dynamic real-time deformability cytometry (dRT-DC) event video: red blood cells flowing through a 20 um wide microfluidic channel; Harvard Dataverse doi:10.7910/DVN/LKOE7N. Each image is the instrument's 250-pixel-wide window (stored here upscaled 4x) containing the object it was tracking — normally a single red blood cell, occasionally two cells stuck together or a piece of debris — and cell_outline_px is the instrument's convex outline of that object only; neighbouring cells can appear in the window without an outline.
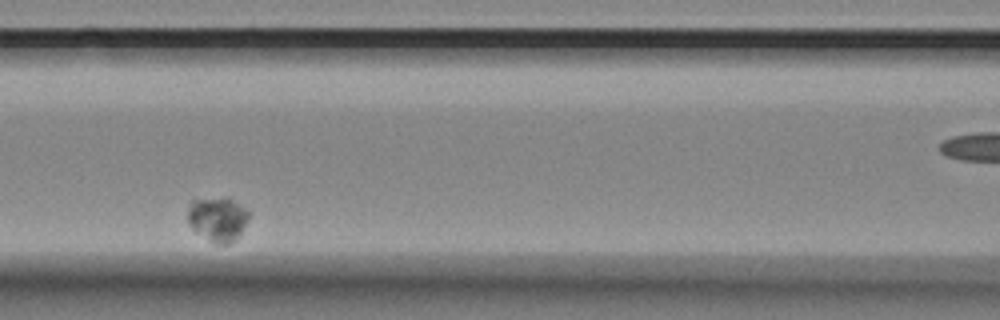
{"species": "Egyptian fruit bat (a non-hibernating species)", "species_latin": "Rousettus aegyptiacus", "temperature_condition": "room temperature", "stored_images_in_passage": 11, "camera_frame_rate_fps": 3000, "um_per_image_px": 0.085, "animal": {"sex": "female"}, "frame": {"image": 1, "passage_image": 5, "time_ms": 1.333, "image_size_px": [1000, 320], "cell_outline_px": [[248, 220], [236, 240], [228, 244], [216, 244], [196, 232], [192, 228], [188, 220], [188, 208], [192, 200], [224, 196], [228, 196], [248, 208]], "centroid_in_image_um": [18.53, 18.59], "position_along_channel_um": 148.1, "area_um2": 16.07}}